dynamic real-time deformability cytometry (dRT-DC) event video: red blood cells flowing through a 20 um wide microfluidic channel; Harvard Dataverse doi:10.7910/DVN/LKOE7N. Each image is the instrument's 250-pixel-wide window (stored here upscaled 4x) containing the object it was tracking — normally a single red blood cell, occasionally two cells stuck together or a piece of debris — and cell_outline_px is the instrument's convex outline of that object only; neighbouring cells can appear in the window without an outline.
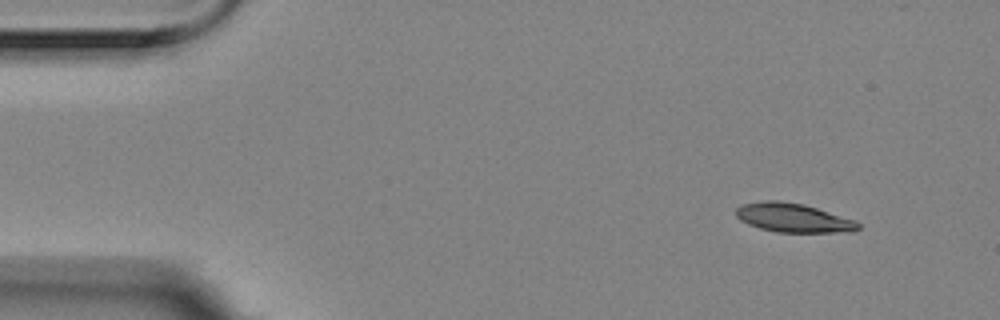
{"species": "Egyptian fruit bat (a non-hibernating species)", "species_latin": "Rousettus aegyptiacus", "temperature_condition": "room temperature", "stored_images_in_passage": 3, "camera_frame_rate_fps": 3000, "um_per_image_px": 0.085, "animal": {"sex": "female"}, "frame": {"image": 1, "passage_image": 1, "time_ms": 0.0, "image_size_px": [1000, 320], "cell_outline_px": [[860, 228], [852, 232], [776, 232], [760, 228], [748, 224], [740, 220], [736, 216], [736, 208], [744, 204], [764, 200], [780, 200], [804, 204], [856, 220], [860, 224]], "centroid_in_image_um": [67.44, 18.51], "position_along_channel_um": 17.6, "area_um2": 20.69}}